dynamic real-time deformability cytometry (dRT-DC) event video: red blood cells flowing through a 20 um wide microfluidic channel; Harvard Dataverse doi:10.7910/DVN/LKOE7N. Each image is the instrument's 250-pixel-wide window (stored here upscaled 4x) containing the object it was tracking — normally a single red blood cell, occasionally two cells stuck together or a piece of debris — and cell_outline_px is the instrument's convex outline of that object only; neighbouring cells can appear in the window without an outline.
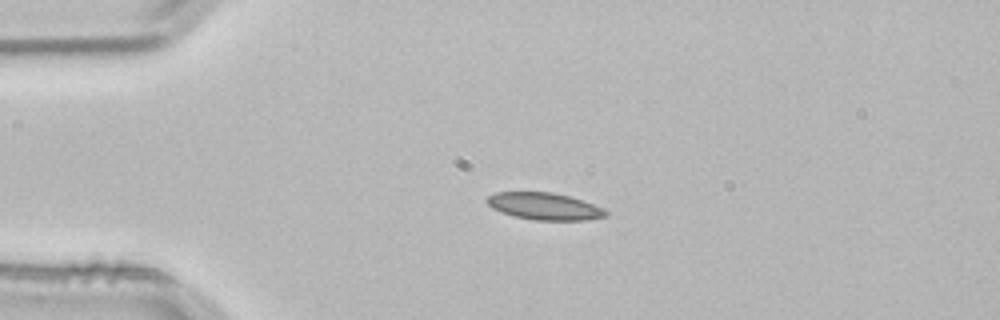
{"species": "common noctule bat (a hibernating species)", "species_latin": "Nyctalus noctula", "temperature_condition": "room temperature", "stored_images_in_passage": 2, "camera_frame_rate_fps": 3000, "um_per_image_px": 0.085, "animal": {"sex": "male", "body_mass_g": 21.5, "forearm_length_mm": 52.0}, "frame": {"image": 1, "passage_image": 2, "time_ms": 0.333, "image_size_px": [1000, 320], "cell_outline_px": [[608, 216], [584, 220], [536, 220], [516, 216], [492, 208], [484, 200], [488, 196], [496, 192], [552, 192], [568, 196], [604, 208], [608, 212]], "centroid_in_image_um": [46.28, 17.53], "position_along_channel_um": 38.7, "area_um2": 18.5}}